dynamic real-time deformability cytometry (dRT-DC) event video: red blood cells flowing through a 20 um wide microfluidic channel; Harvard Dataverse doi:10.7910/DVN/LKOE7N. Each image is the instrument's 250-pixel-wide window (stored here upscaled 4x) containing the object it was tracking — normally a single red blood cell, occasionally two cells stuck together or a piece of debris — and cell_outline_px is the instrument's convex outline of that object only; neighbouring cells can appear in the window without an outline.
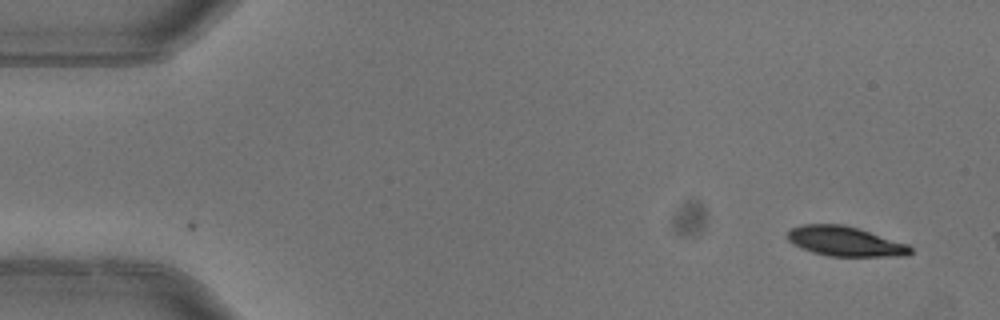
{"species": "common noctule bat (a hibernating species)", "species_latin": "Nyctalus noctula", "temperature_condition": "warm", "stored_images_in_passage": 2, "camera_frame_rate_fps": 3000, "um_per_image_px": 0.085, "animal": {"sex": "female"}, "frame": {"image": 1, "passage_image": 2, "time_ms": 0.333, "image_size_px": [1000, 320], "cell_outline_px": [[912, 252], [908, 256], [828, 256], [812, 252], [800, 248], [792, 244], [788, 240], [788, 232], [792, 228], [800, 224], [844, 224], [908, 244], [912, 248]], "centroid_in_image_um": [71.82, 20.52], "position_along_channel_um": 13.2, "area_um2": 21.33}}